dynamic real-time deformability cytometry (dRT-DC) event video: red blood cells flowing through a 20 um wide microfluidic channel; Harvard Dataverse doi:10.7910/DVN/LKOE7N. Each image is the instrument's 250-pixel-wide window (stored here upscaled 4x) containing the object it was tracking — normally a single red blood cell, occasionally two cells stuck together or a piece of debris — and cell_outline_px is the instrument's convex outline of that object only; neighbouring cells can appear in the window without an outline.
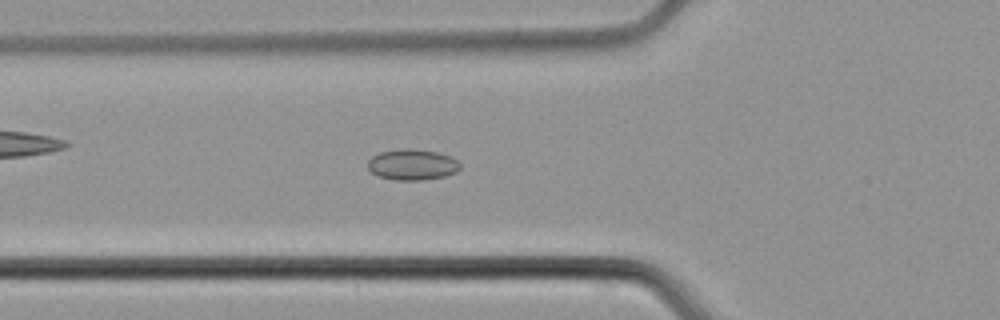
{"species": "common noctule bat (a hibernating species)", "species_latin": "Nyctalus noctula", "temperature_condition": "cold", "stored_images_in_passage": 42, "camera_frame_rate_fps": 3000, "um_per_image_px": 0.085, "animal": {"sex": "male", "body_mass_g": 21.5, "forearm_length_mm": 52.0}, "frame": {"image": 1, "passage_image": 18, "time_ms": 5.667, "image_size_px": [1000, 320], "cell_outline_px": [[460, 168], [456, 172], [444, 176], [424, 180], [396, 180], [380, 176], [372, 172], [368, 168], [368, 160], [372, 156], [380, 152], [400, 148], [416, 148], [436, 152], [452, 156], [460, 164]], "centroid_in_image_um": [35.05, 13.97], "position_along_channel_um": 90.7, "area_um2": 16.7}}
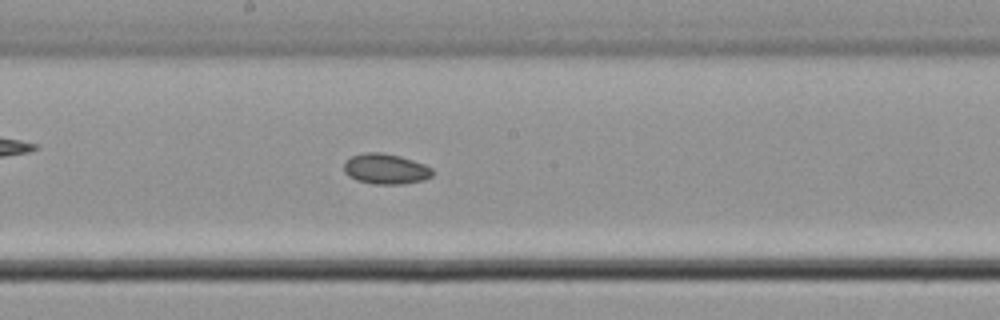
{"frame": {"image": 2, "passage_image": 27, "time_ms": 8.667, "image_size_px": [1000, 320], "cell_outline_px": [[432, 176], [424, 180], [400, 184], [372, 184], [356, 180], [348, 176], [344, 172], [344, 164], [352, 156], [364, 152], [380, 152], [400, 156], [424, 164], [432, 168]], "centroid_in_image_um": [32.77, 14.36], "position_along_channel_um": 215.4, "area_um2": 15.66}}
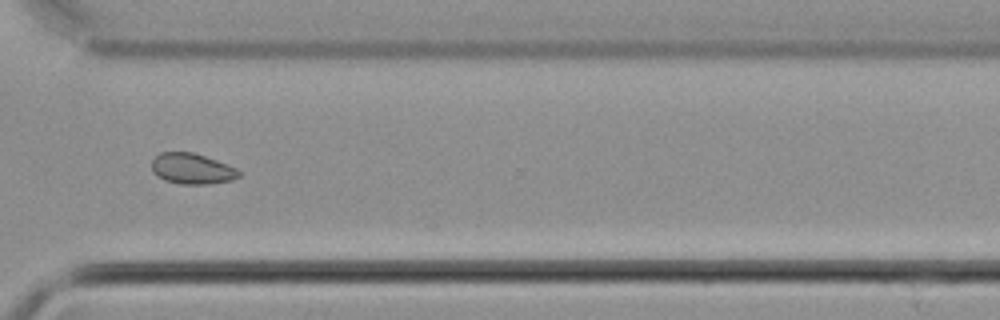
{"frame": {"image": 3, "passage_image": 37, "time_ms": 12.0, "image_size_px": [1000, 320], "cell_outline_px": [[240, 176], [232, 180], [204, 184], [180, 184], [164, 180], [156, 176], [152, 172], [152, 160], [160, 152], [192, 152], [216, 160], [236, 168], [240, 172]], "centroid_in_image_um": [16.29, 14.34], "position_along_channel_um": 354.3, "area_um2": 15.55}}